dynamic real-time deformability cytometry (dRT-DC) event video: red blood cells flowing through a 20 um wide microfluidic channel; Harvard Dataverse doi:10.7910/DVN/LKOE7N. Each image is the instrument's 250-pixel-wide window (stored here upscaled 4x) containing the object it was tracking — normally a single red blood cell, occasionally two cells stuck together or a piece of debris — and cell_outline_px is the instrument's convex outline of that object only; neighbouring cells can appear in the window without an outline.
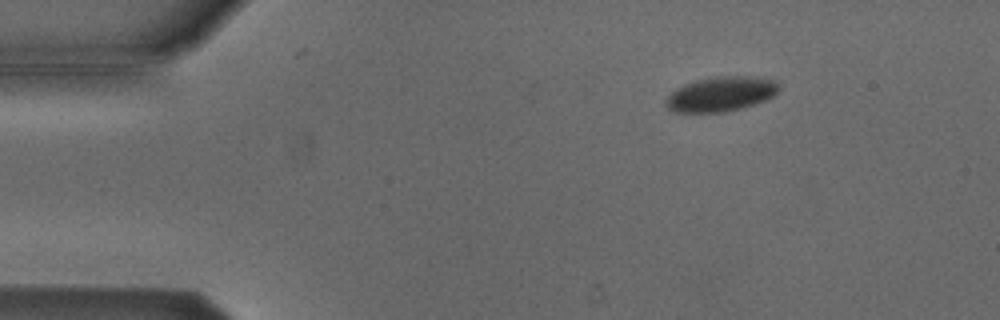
{"species": "Egyptian fruit bat (a non-hibernating species)", "species_latin": "Rousettus aegyptiacus", "temperature_condition": "cold", "stored_images_in_passage": 49, "camera_frame_rate_fps": 3000, "um_per_image_px": 0.085, "animal": {"sex": "male"}, "frame": {"image": 1, "passage_image": 8, "time_ms": 2.333, "image_size_px": [1000, 320], "cell_outline_px": [[780, 88], [772, 96], [756, 104], [724, 112], [672, 112], [664, 104], [664, 100], [676, 88], [684, 84], [696, 80], [716, 76], [752, 76], [776, 80]], "centroid_in_image_um": [61.26, 7.99], "position_along_channel_um": 23.7, "area_um2": 22.95}}
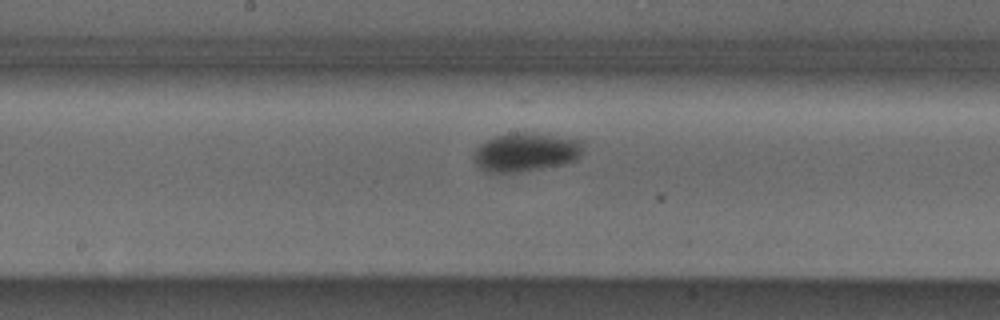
{"frame": {"image": 2, "passage_image": 28, "time_ms": 9.0, "image_size_px": [1000, 320], "cell_outline_px": [[584, 140], [580, 156], [576, 160], [568, 164], [516, 172], [484, 172], [472, 160], [472, 156], [476, 148], [480, 144], [496, 136], [512, 132], [532, 132]], "centroid_in_image_um": [44.7, 12.93], "position_along_channel_um": 203.5, "area_um2": 25.03}}
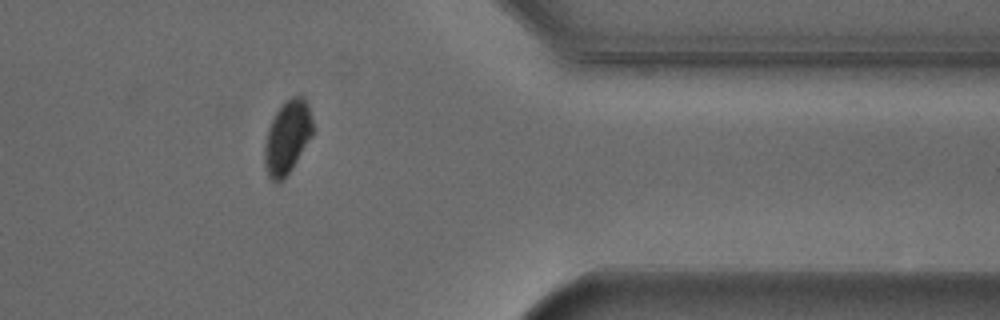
{"frame": {"image": 3, "passage_image": 44, "time_ms": 14.333, "image_size_px": [1000, 320], "cell_outline_px": [[312, 136], [292, 168], [280, 180], [272, 180], [268, 176], [264, 164], [264, 148], [268, 128], [276, 112], [284, 100], [292, 96], [304, 96], [308, 104], [312, 120]], "centroid_in_image_um": [24.42, 11.61], "position_along_channel_um": 387.0, "area_um2": 20.35}, "authors_computed_cell_mechanics": {"area_um2": 23.2934, "velocity_mm_per_s": 3.7864, "shape_relaxation_time_tau1_ms": 4.1882, "shape_relaxation_time_tau2_ms": null, "deformation_change_tau1": 0.0497, "deformation_change_tau2": null}}